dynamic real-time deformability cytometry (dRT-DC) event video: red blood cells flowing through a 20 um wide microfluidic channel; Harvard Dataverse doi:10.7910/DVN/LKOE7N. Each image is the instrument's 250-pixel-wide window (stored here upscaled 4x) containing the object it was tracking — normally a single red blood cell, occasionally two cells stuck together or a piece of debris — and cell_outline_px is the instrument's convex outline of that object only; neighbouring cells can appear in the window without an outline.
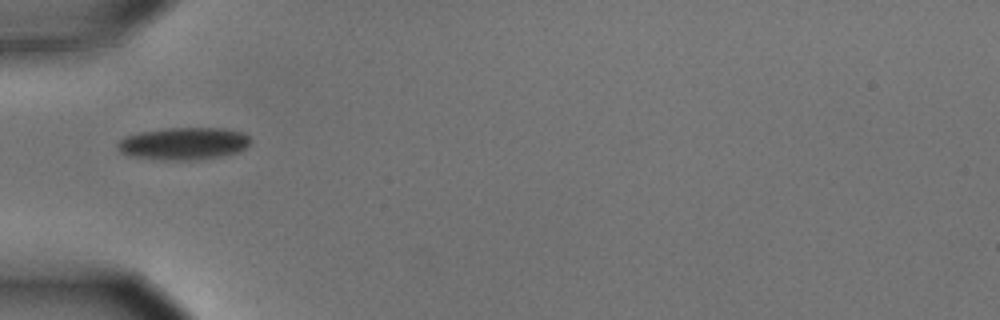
{"species": "common noctule bat (a hibernating species)", "species_latin": "Nyctalus noctula", "temperature_condition": "cold", "stored_images_in_passage": 20, "camera_frame_rate_fps": 3000, "um_per_image_px": 0.085, "animal": {"sex": "male", "body_mass_g": 15.6}, "frame": {"image": 1, "passage_image": 1, "time_ms": 0.0, "image_size_px": [1000, 320], "cell_outline_px": [[252, 140], [244, 148], [236, 152], [220, 156], [200, 160], [160, 160], [132, 156], [120, 152], [116, 144], [124, 136], [140, 132], [164, 128], [224, 128], [244, 132]], "centroid_in_image_um": [15.6, 12.2], "position_along_channel_um": 69.4, "area_um2": 25.2}}
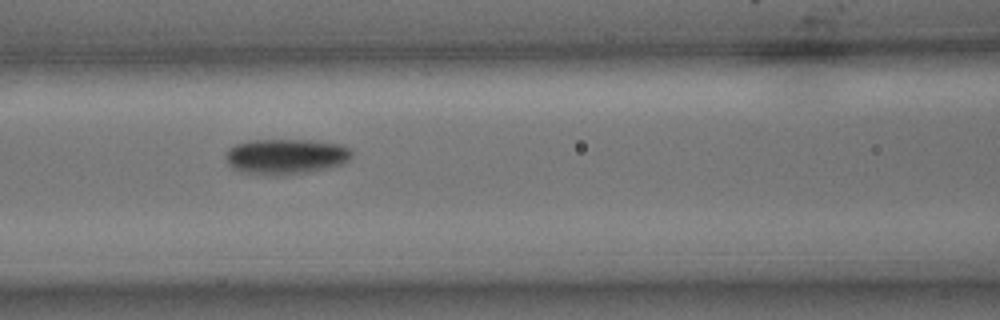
{"frame": {"image": 2, "passage_image": 7, "time_ms": 2.0, "image_size_px": [1000, 320], "cell_outline_px": [[352, 156], [344, 164], [308, 172], [276, 176], [272, 176], [244, 172], [232, 168], [228, 164], [224, 156], [228, 148], [236, 144], [252, 140], [308, 140], [340, 144], [348, 148], [352, 152]], "centroid_in_image_um": [24.27, 13.31], "position_along_channel_um": 142.3, "area_um2": 26.13}}
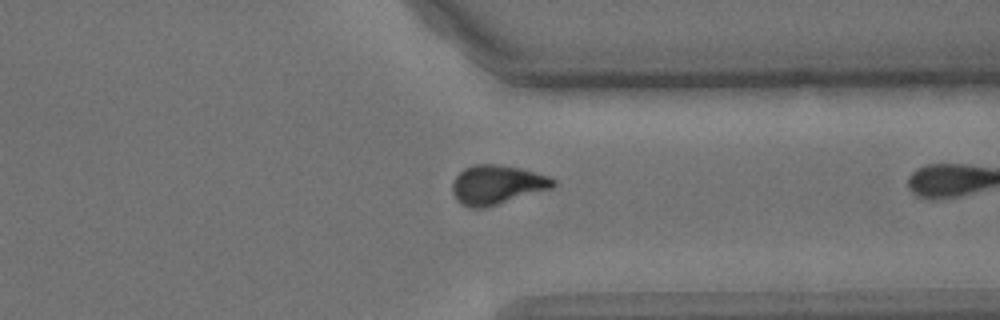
{"frame": {"image": 3, "passage_image": 19, "time_ms": 6.0, "image_size_px": [1000, 320], "cell_outline_px": [[556, 184], [552, 188], [488, 208], [468, 208], [460, 204], [456, 200], [452, 192], [452, 180], [464, 168], [476, 164], [496, 164], [520, 168], [552, 176], [556, 180]], "centroid_in_image_um": [42.24, 15.72], "position_along_channel_um": 369.2, "area_um2": 23.52}}